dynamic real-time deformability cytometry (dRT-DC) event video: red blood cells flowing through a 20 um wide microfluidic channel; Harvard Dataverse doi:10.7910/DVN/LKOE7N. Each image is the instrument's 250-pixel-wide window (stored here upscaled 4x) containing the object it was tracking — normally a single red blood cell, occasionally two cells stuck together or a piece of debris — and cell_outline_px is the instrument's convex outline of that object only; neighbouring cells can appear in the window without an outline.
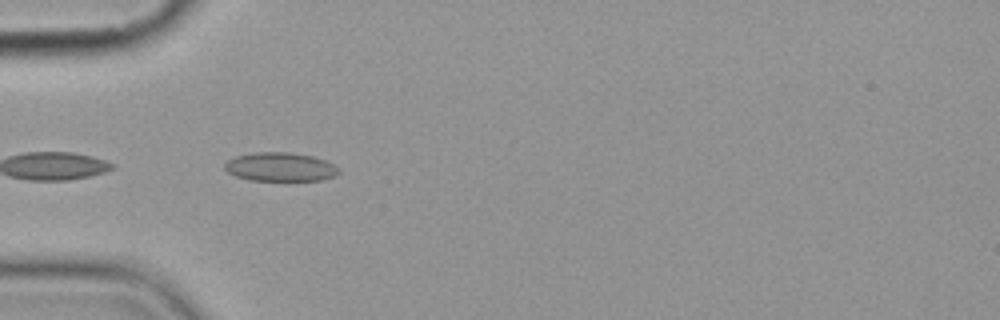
{"species": "common noctule bat (a hibernating species)", "species_latin": "Nyctalus noctula", "temperature_condition": "cold", "stored_images_in_passage": 8, "camera_frame_rate_fps": 3000, "um_per_image_px": 0.085, "animal": {"sex": "female", "body_mass_g": 19.9}, "frame": {"image": 1, "passage_image": 5, "time_ms": 5.667, "image_size_px": [1000, 320], "cell_outline_px": [[340, 172], [336, 176], [320, 180], [248, 180], [236, 176], [228, 172], [224, 168], [224, 164], [228, 160], [236, 156], [256, 152], [288, 152], [312, 156], [324, 160], [340, 168]], "centroid_in_image_um": [23.83, 14.19], "position_along_channel_um": 61.2, "area_um2": 19.07}}
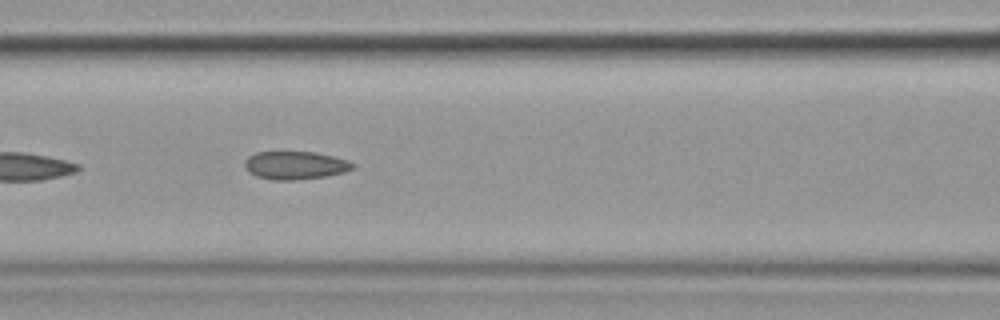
{"frame": {"image": 2, "passage_image": 7, "time_ms": 8.0, "image_size_px": [1000, 320], "cell_outline_px": [[356, 168], [344, 172], [324, 176], [292, 180], [272, 180], [256, 176], [248, 172], [244, 168], [244, 160], [248, 156], [256, 152], [316, 152], [348, 160], [356, 164]], "centroid_in_image_um": [25.08, 14.05], "position_along_channel_um": 141.5, "area_um2": 17.8}}